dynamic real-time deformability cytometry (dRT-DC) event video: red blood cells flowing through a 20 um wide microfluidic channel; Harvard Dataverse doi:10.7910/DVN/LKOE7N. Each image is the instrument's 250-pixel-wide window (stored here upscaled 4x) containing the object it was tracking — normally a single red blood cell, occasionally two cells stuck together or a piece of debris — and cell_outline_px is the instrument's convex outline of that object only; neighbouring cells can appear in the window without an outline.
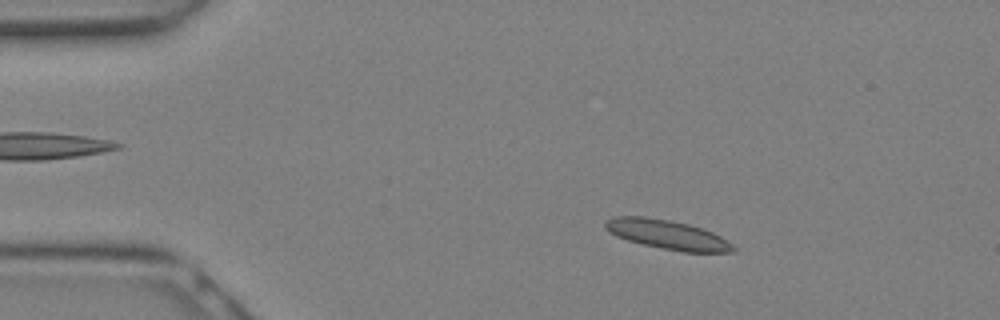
{"species": "Egyptian fruit bat (a non-hibernating species)", "species_latin": "Rousettus aegyptiacus", "temperature_condition": "warm", "stored_images_in_passage": 13, "camera_frame_rate_fps": 3000, "um_per_image_px": 0.085, "animal": {"sex": "female"}, "frame": {"image": 1, "passage_image": 4, "time_ms": 1.0, "image_size_px": [1000, 320], "cell_outline_px": [[736, 252], [684, 252], [644, 244], [628, 240], [616, 236], [608, 232], [604, 228], [604, 224], [608, 220], [616, 216], [644, 216], [668, 220], [688, 224], [712, 232], [720, 236], [732, 244], [736, 248]], "centroid_in_image_um": [56.72, 19.94], "position_along_channel_um": 28.3, "area_um2": 21.56}}
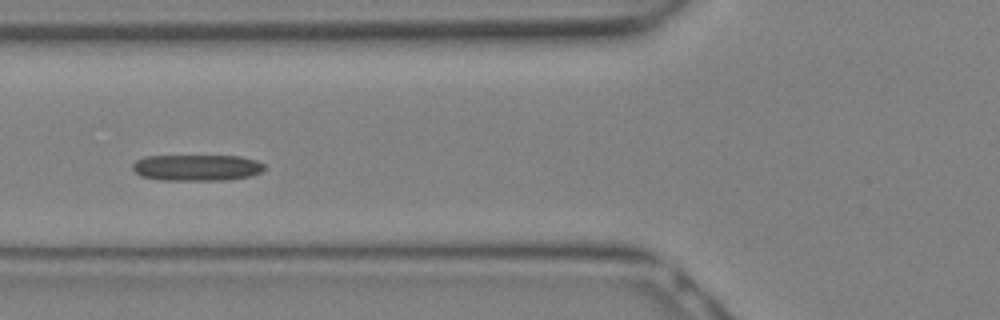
{"frame": {"image": 2, "passage_image": 10, "time_ms": 3.0, "image_size_px": [1000, 320], "cell_outline_px": [[264, 168], [260, 172], [252, 176], [228, 180], [160, 180], [140, 176], [132, 168], [132, 164], [136, 160], [144, 156], [240, 156], [256, 160], [264, 164]], "centroid_in_image_um": [16.72, 14.25], "position_along_channel_um": 109.1, "area_um2": 20.29}}
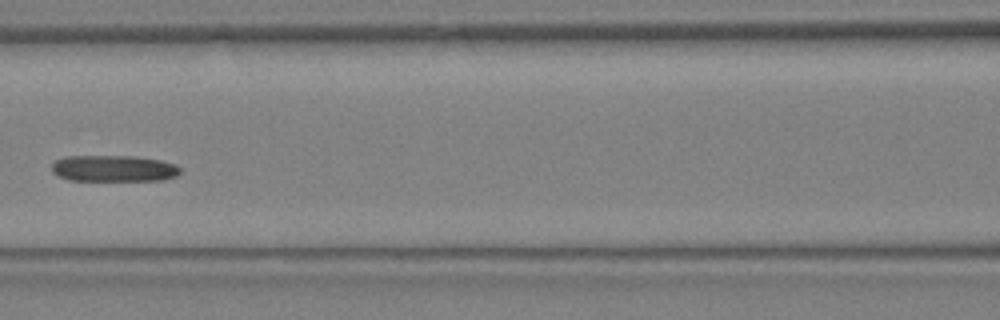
{"frame": {"image": 3, "passage_image": 12, "time_ms": 3.667, "image_size_px": [1000, 320], "cell_outline_px": [[180, 172], [176, 176], [164, 180], [68, 180], [52, 172], [52, 164], [56, 160], [64, 156], [136, 156], [160, 160], [176, 164], [180, 168]], "centroid_in_image_um": [9.67, 14.31], "position_along_channel_um": 156.9, "area_um2": 19.77}}